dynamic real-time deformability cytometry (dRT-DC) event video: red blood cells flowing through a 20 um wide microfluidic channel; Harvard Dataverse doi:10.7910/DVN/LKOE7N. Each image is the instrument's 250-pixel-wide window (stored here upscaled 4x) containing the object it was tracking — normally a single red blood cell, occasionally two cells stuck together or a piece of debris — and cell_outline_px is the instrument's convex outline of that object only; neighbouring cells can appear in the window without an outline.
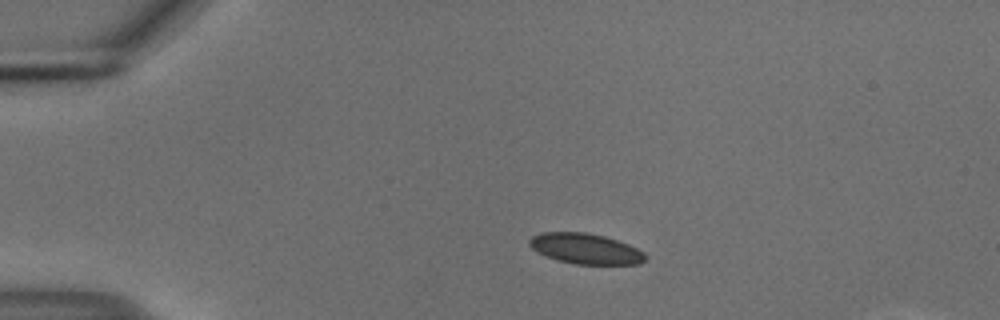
{"species": "common noctule bat (a hibernating species)", "species_latin": "Nyctalus noctula", "temperature_condition": "cold", "stored_images_in_passage": 30, "camera_frame_rate_fps": 3000, "um_per_image_px": 0.085, "animal": {"sex": "male", "body_mass_g": 18.8}, "frame": {"image": 1, "passage_image": 1, "time_ms": 0.0, "image_size_px": [1000, 320], "cell_outline_px": [[648, 256], [640, 264], [576, 264], [556, 260], [532, 248], [528, 244], [528, 240], [532, 236], [540, 232], [588, 232], [604, 236], [628, 244], [644, 252]], "centroid_in_image_um": [49.77, 21.13], "position_along_channel_um": 35.2, "area_um2": 20.58}}
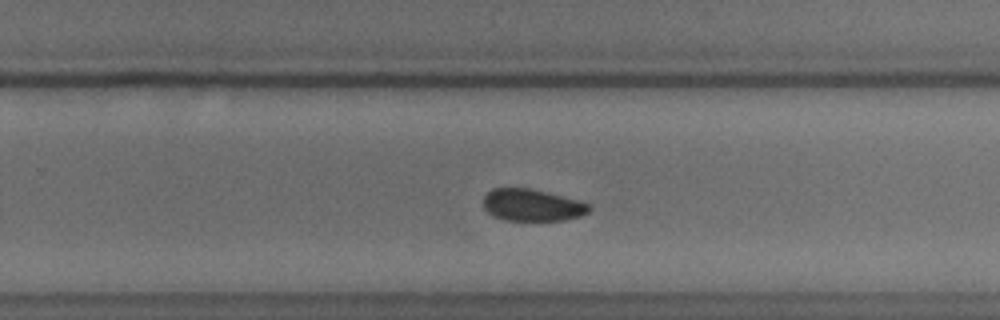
{"frame": {"image": 2, "passage_image": 25, "time_ms": 8.0, "image_size_px": [1000, 320], "cell_outline_px": [[592, 208], [588, 212], [580, 216], [564, 220], [508, 220], [496, 216], [488, 212], [484, 208], [484, 196], [492, 188], [532, 188], [584, 200], [592, 204]], "centroid_in_image_um": [45.33, 17.41], "position_along_channel_um": 284.5, "area_um2": 20.0}}
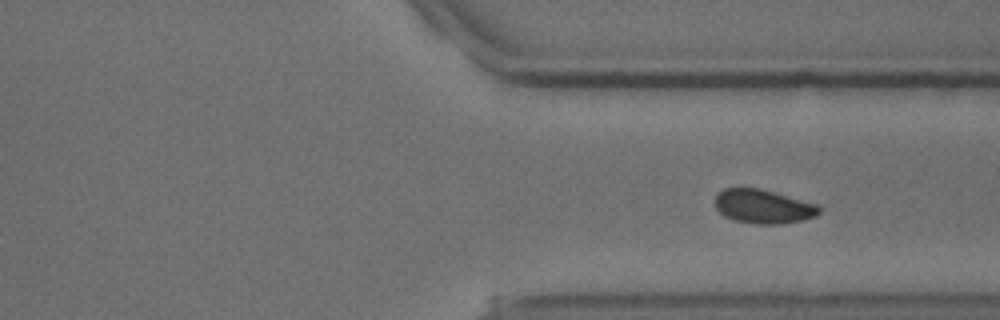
{"frame": {"image": 3, "passage_image": 30, "time_ms": 9.667, "image_size_px": [1000, 320], "cell_outline_px": [[820, 212], [816, 216], [804, 220], [780, 224], [752, 224], [736, 220], [724, 216], [716, 208], [716, 196], [724, 188], [760, 188], [820, 204]], "centroid_in_image_um": [64.93, 17.55], "position_along_channel_um": 346.5, "area_um2": 20.75}}